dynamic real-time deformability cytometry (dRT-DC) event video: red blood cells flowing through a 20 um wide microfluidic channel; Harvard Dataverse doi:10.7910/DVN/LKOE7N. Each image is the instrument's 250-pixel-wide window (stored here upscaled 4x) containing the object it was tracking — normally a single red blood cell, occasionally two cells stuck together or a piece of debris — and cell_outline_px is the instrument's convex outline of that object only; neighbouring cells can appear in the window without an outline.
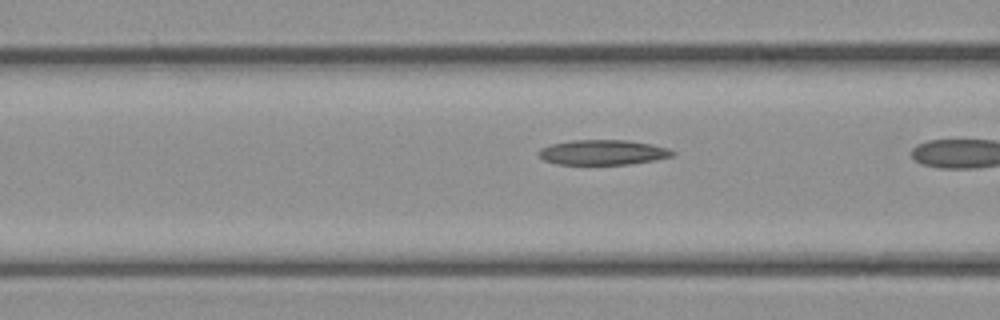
{"species": "common noctule bat (a hibernating species)", "species_latin": "Nyctalus noctula", "temperature_condition": "cold", "stored_images_in_passage": 19, "camera_frame_rate_fps": 3000, "um_per_image_px": 0.085, "animal": {"sex": "female", "body_mass_g": 21.9}, "frame": {"image": 1, "passage_image": 18, "time_ms": 5.667, "image_size_px": [1000, 320], "cell_outline_px": [[676, 152], [672, 156], [656, 160], [628, 164], [556, 164], [544, 160], [536, 152], [540, 148], [552, 144], [572, 140], [628, 140], [652, 144], [668, 148]], "centroid_in_image_um": [51.25, 12.94], "position_along_channel_um": 115.4, "area_um2": 19.54}}